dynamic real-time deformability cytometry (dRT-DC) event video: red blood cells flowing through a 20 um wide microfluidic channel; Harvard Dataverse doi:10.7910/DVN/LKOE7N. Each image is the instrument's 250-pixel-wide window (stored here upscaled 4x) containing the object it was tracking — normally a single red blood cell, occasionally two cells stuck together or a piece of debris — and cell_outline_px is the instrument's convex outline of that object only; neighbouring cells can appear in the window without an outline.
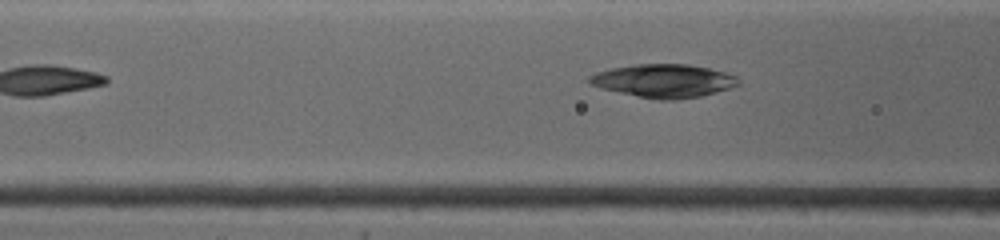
{"species": "common noctule bat (a hibernating species)", "species_latin": "Nyctalus noctula", "temperature_condition": "warm", "stored_images_in_passage": 3, "camera_frame_rate_fps": 4500, "um_per_image_px": 0.085, "animal": {"sex": "female", "body_mass_g": 19.0, "forearm_length_mm": 53.3}, "frame": {"image": 1, "passage_image": 3, "time_ms": 2.444, "image_size_px": [1000, 240], "cell_outline_px": [[740, 84], [716, 92], [700, 96], [672, 100], [660, 100], [600, 88], [588, 84], [588, 76], [596, 72], [612, 68], [636, 64], [688, 64], [708, 68], [724, 72], [736, 76], [740, 80]], "centroid_in_image_um": [56.4, 6.86], "position_along_channel_um": 110.2, "area_um2": 28.67}}